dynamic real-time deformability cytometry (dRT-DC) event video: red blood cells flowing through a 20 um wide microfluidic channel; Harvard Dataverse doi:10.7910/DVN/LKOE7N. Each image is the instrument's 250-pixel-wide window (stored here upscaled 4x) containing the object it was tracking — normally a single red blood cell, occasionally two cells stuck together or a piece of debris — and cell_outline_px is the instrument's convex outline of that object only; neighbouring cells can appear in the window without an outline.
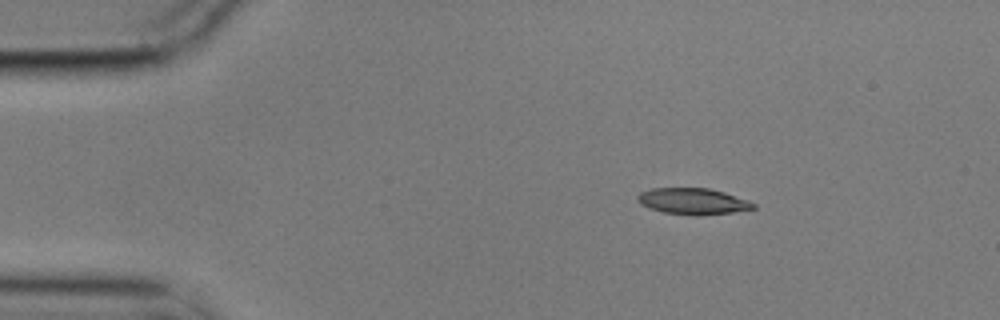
{"species": "common noctule bat (a hibernating species)", "species_latin": "Nyctalus noctula", "temperature_condition": "cold", "stored_images_in_passage": 48, "camera_frame_rate_fps": 3000, "um_per_image_px": 0.085, "animal": {"sex": "male", "body_mass_g": 17.9}, "frame": {"image": 1, "passage_image": 1, "time_ms": 0.0, "image_size_px": [1000, 320], "cell_outline_px": [[756, 208], [732, 212], [664, 212], [648, 208], [640, 204], [636, 200], [636, 196], [640, 192], [652, 188], [708, 188], [724, 192], [748, 200], [756, 204]], "centroid_in_image_um": [58.84, 17.05], "position_along_channel_um": 26.2, "area_um2": 16.82}}
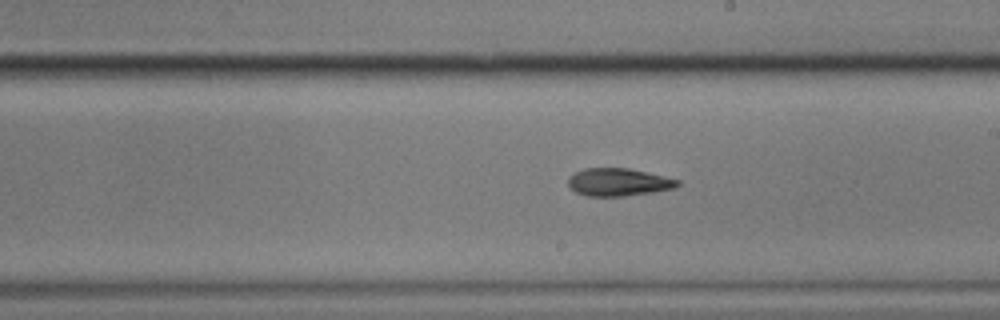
{"frame": {"image": 2, "passage_image": 24, "time_ms": 7.667, "image_size_px": [1000, 320], "cell_outline_px": [[680, 184], [676, 188], [652, 192], [624, 196], [588, 196], [576, 192], [568, 184], [568, 176], [584, 168], [628, 168], [680, 180]], "centroid_in_image_um": [52.57, 15.48], "position_along_channel_um": 236.4, "area_um2": 17.57}}
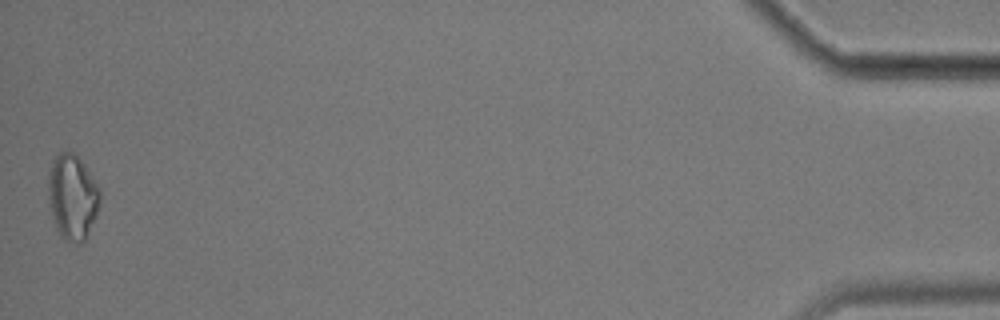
{"frame": {"image": 3, "passage_image": 48, "time_ms": 15.667, "image_size_px": [1000, 320], "cell_outline_px": [[100, 200], [96, 216], [88, 236], [80, 244], [76, 244], [64, 240], [60, 236], [56, 228], [48, 196], [48, 176], [52, 160], [56, 152], [72, 152], [84, 164], [100, 188]], "centroid_in_image_um": [6.16, 16.76], "position_along_channel_um": 429.0, "area_um2": 25.84}, "authors_computed_cell_mechanics": {"area_um2": 18.3804, "velocity_mm_per_s": 3.5541, "shape_relaxation_time_tau1_ms": null, "shape_relaxation_time_tau2_ms": 5.3585, "deformation_change_tau1": null, "deformation_change_tau2": 0.1389}}